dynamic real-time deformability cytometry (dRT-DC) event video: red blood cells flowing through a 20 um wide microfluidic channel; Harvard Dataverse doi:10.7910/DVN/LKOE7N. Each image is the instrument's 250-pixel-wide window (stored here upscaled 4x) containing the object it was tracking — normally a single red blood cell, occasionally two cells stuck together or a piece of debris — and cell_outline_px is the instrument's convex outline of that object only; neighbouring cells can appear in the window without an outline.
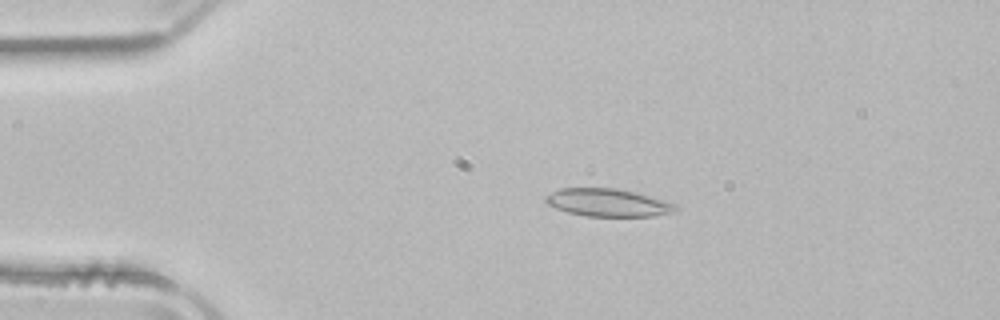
{"species": "common noctule bat (a hibernating species)", "species_latin": "Nyctalus noctula", "temperature_condition": "room temperature", "stored_images_in_passage": 45, "camera_frame_rate_fps": 3000, "um_per_image_px": 0.085, "animal": {"sex": "male", "body_mass_g": 21.5, "forearm_length_mm": 52.0}, "frame": {"image": 1, "passage_image": 4, "time_ms": 1.0, "image_size_px": [1000, 320], "cell_outline_px": [[680, 208], [676, 212], [652, 216], [588, 216], [568, 212], [556, 208], [548, 204], [544, 200], [544, 196], [560, 188], [616, 188], [636, 192], [676, 204]], "centroid_in_image_um": [51.69, 17.22], "position_along_channel_um": 33.3, "area_um2": 21.04}}
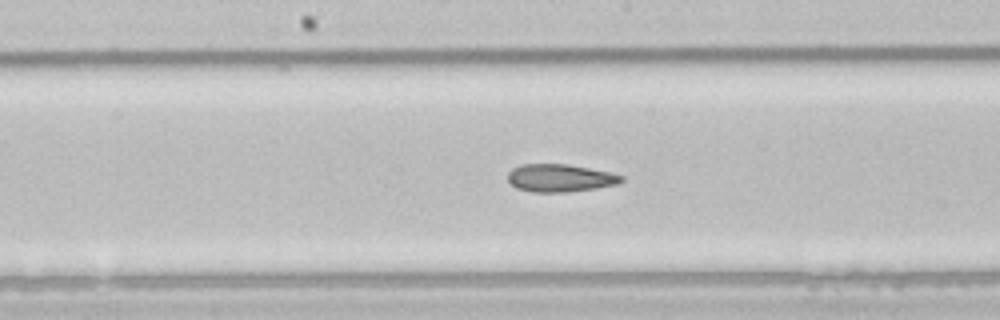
{"frame": {"image": 2, "passage_image": 20, "time_ms": 6.333, "image_size_px": [1000, 320], "cell_outline_px": [[624, 180], [616, 184], [596, 188], [568, 192], [532, 192], [516, 188], [508, 180], [508, 172], [512, 168], [520, 164], [568, 164], [612, 172], [624, 176]], "centroid_in_image_um": [47.61, 15.12], "position_along_channel_um": 200.6, "area_um2": 18.5}}
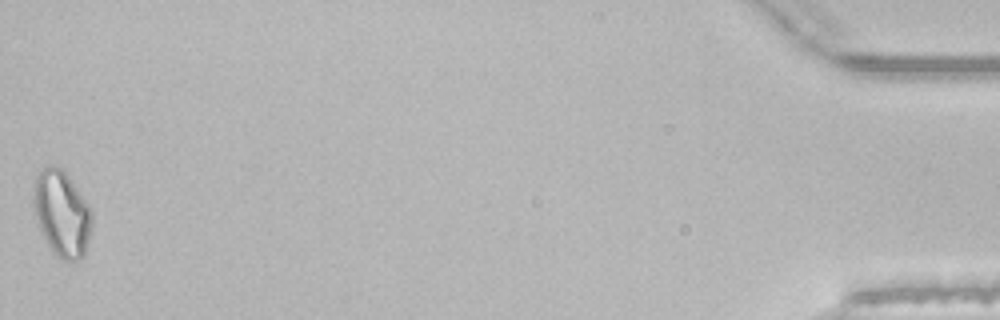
{"frame": {"image": 3, "passage_image": 45, "time_ms": 14.667, "image_size_px": [1000, 320], "cell_outline_px": [[92, 220], [88, 240], [84, 256], [80, 260], [64, 260], [56, 256], [52, 252], [40, 228], [36, 216], [36, 176], [48, 164], [60, 168], [68, 176], [88, 204], [92, 212]], "centroid_in_image_um": [5.3, 18.19], "position_along_channel_um": 429.9, "area_um2": 28.26}, "authors_computed_cell_mechanics": {"area_um2": 19.8832, "velocity_mm_per_s": 3.9414, "shape_relaxation_time_tau1_ms": 5.8365, "shape_relaxation_time_tau2_ms": 2.8026, "deformation_change_tau1": 0.1345, "deformation_change_tau2": 0.101}}